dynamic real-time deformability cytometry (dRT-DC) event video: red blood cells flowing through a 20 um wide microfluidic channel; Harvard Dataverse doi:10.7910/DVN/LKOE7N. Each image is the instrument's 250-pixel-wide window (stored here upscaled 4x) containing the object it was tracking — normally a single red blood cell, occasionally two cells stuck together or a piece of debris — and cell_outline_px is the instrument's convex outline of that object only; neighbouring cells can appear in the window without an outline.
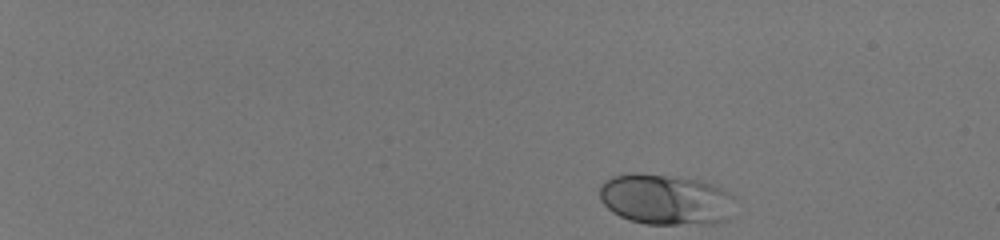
{"species": "human", "species_latin": "Homo sapiens", "temperature_condition": "room temperature", "stored_images_in_passage": 46, "camera_frame_rate_fps": 3000, "um_per_image_px": 0.085, "donor": {"sex": "male"}, "frame": {"image": 1, "passage_image": 1, "time_ms": 0.0, "image_size_px": [1000, 240], "cell_outline_px": [[732, 196], [728, 220], [716, 224], [644, 224], [628, 220], [612, 212], [600, 200], [600, 184], [604, 180], [612, 176], [628, 172], [636, 172], [700, 180], [712, 184], [728, 192]], "centroid_in_image_um": [56.52, 16.96], "position_along_channel_um": 28.5, "area_um2": 40.17}}
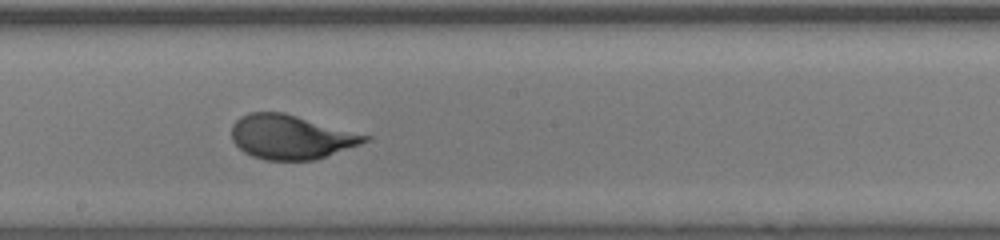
{"frame": {"image": 2, "passage_image": 27, "time_ms": 8.667, "image_size_px": [1000, 240], "cell_outline_px": [[372, 136], [368, 140], [360, 144], [316, 160], [264, 160], [252, 156], [244, 152], [232, 140], [232, 124], [240, 116], [248, 112], [284, 112]], "centroid_in_image_um": [24.72, 11.64], "position_along_channel_um": 223.5, "area_um2": 34.39}}
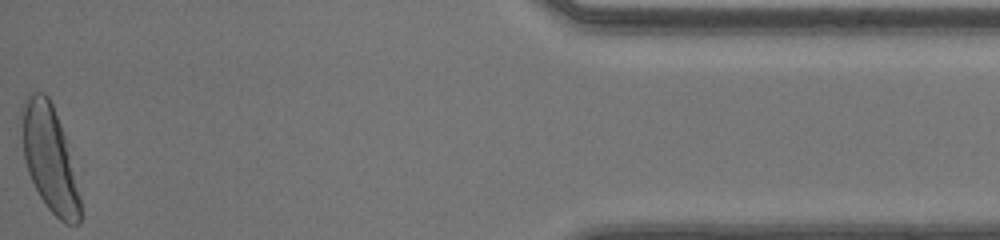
{"frame": {"image": 3, "passage_image": 46, "time_ms": 15.0, "image_size_px": [1000, 240], "cell_outline_px": [[80, 224], [68, 224], [60, 220], [48, 208], [40, 196], [28, 172], [24, 160], [20, 112], [20, 108], [28, 92], [44, 92], [48, 96], [52, 104], [60, 124], [64, 136], [80, 196]], "centroid_in_image_um": [4.17, 13.42], "position_along_channel_um": 431.0, "area_um2": 35.6}, "authors_computed_cell_mechanics": {"area_um2": 34.8534, "velocity_mm_per_s": 4.1416, "shape_relaxation_time_tau1_ms": 2.6144, "shape_relaxation_time_tau2_ms": null, "deformation_change_tau1": 0.1632, "deformation_change_tau2": null}}